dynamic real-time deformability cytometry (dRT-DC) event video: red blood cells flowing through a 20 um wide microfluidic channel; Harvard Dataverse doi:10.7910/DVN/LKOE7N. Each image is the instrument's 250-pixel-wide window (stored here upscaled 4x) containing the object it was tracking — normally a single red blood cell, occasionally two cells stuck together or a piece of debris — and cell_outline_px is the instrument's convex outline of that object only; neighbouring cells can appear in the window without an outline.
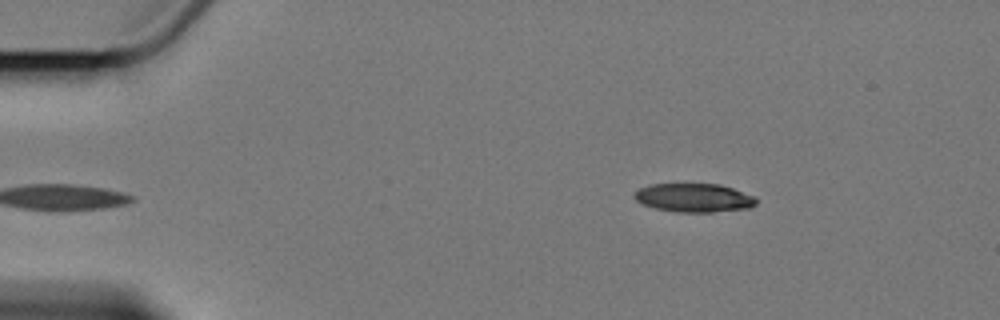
{"species": "Egyptian fruit bat (a non-hibernating species)", "species_latin": "Rousettus aegyptiacus", "temperature_condition": "cold", "stored_images_in_passage": 4, "camera_frame_rate_fps": 3000, "um_per_image_px": 0.085, "animal": {"sex": "female"}, "frame": {"image": 1, "passage_image": 4, "time_ms": 3.667, "image_size_px": [1000, 320], "cell_outline_px": [[756, 204], [752, 208], [712, 212], [676, 212], [656, 208], [640, 204], [632, 196], [640, 188], [648, 184], [720, 184], [756, 196]], "centroid_in_image_um": [58.99, 16.81], "position_along_channel_um": 26.0, "area_um2": 20.52}}